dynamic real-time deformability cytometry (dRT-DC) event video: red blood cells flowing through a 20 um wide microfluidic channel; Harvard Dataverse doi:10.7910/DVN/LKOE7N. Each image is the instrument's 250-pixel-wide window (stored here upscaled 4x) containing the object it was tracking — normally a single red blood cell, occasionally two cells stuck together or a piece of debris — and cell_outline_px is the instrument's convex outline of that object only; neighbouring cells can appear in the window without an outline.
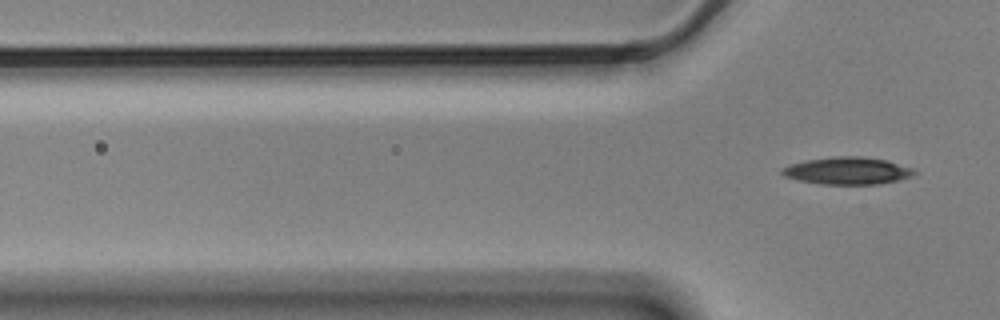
{"species": "Egyptian fruit bat (a non-hibernating species)", "species_latin": "Rousettus aegyptiacus", "temperature_condition": "cold", "stored_images_in_passage": 4, "segment_of_instrument_passage": [2, 2], "camera_frame_rate_fps": 3000, "um_per_image_px": 0.085, "animal": {"sex": "male"}, "frame": {"image": 1, "passage_image": 4, "time_ms": 1.0, "image_size_px": [1000, 320], "cell_outline_px": [[916, 172], [912, 176], [900, 180], [880, 184], [820, 184], [800, 180], [784, 176], [780, 172], [780, 168], [792, 164], [808, 160], [832, 156], [860, 156], [884, 160], [912, 168]], "centroid_in_image_um": [72.02, 14.52], "position_along_channel_um": 53.8, "area_um2": 20.87}}